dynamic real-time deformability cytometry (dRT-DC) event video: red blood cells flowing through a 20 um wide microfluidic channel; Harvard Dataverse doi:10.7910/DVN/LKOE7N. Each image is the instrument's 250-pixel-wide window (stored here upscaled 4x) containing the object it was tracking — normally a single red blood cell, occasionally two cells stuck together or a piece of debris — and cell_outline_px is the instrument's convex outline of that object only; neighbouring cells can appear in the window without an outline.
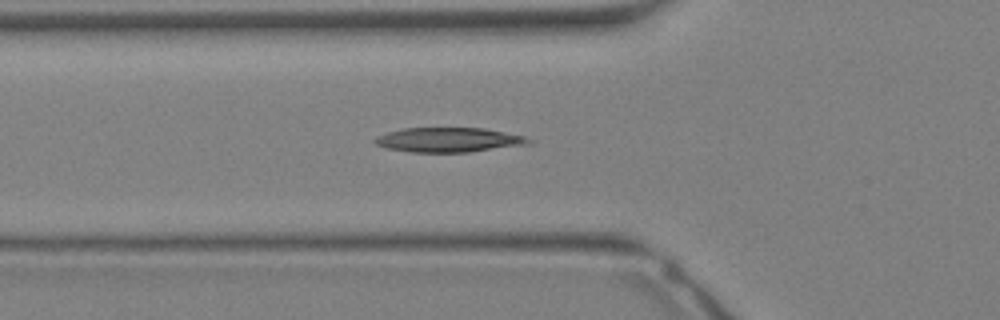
{"species": "Egyptian fruit bat (a non-hibernating species)", "species_latin": "Rousettus aegyptiacus", "temperature_condition": "warm", "stored_images_in_passage": 23, "camera_frame_rate_fps": 3000, "um_per_image_px": 0.085, "animal": {"sex": "female"}, "frame": {"image": 1, "passage_image": 3, "time_ms": 0.667, "image_size_px": [1000, 320], "cell_outline_px": [[536, 140], [532, 144], [468, 152], [412, 152], [388, 148], [376, 144], [372, 140], [376, 136], [400, 128], [484, 128], [524, 136]], "centroid_in_image_um": [38.18, 11.88], "position_along_channel_um": 87.6, "area_um2": 22.14}}
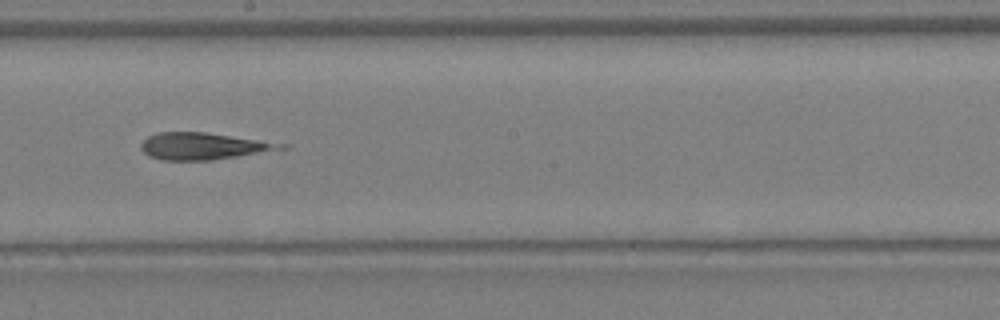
{"frame": {"image": 2, "passage_image": 10, "time_ms": 3.0, "image_size_px": [1000, 320], "cell_outline_px": [[268, 148], [236, 156], [212, 160], [160, 160], [148, 156], [140, 148], [140, 144], [148, 136], [160, 132], [204, 132], [256, 140], [268, 144]], "centroid_in_image_um": [16.79, 12.42], "position_along_channel_um": 231.4, "area_um2": 20.06}}
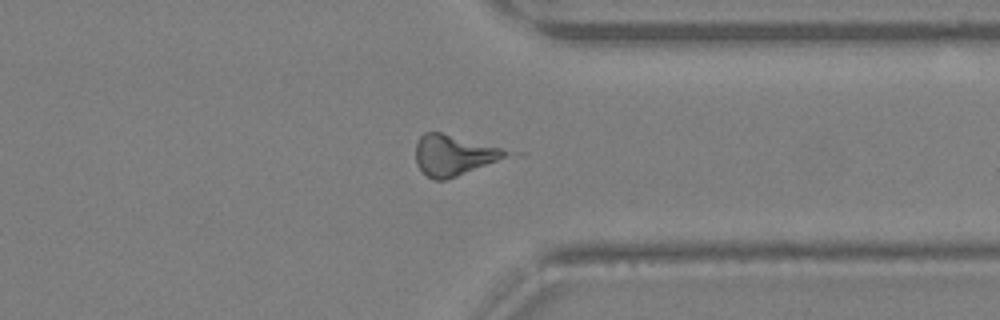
{"frame": {"image": 3, "passage_image": 17, "time_ms": 5.333, "image_size_px": [1000, 320], "cell_outline_px": [[508, 152], [504, 156], [496, 160], [456, 176], [444, 180], [432, 180], [416, 164], [416, 144], [420, 136], [424, 132], [440, 132], [500, 148]], "centroid_in_image_um": [38.44, 13.18], "position_along_channel_um": 373.0, "area_um2": 20.52}}